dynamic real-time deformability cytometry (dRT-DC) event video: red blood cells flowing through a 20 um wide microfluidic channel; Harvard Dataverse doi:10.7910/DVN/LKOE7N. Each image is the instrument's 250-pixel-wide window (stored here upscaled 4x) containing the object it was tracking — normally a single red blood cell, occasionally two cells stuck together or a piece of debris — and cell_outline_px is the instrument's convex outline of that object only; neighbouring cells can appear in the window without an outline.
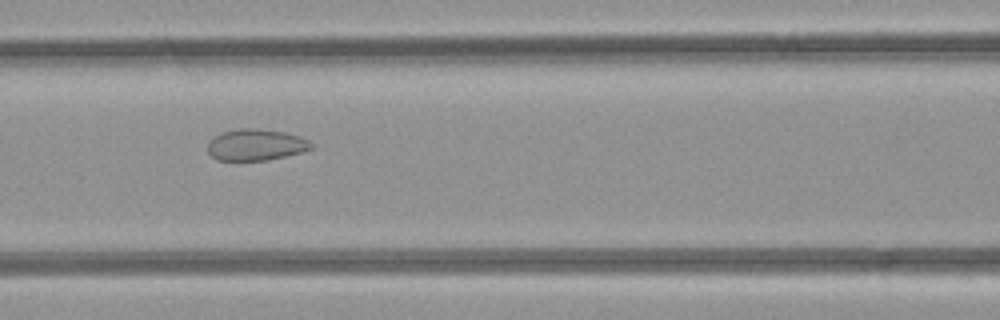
{"species": "common noctule bat (a hibernating species)", "species_latin": "Nyctalus noctula", "temperature_condition": "room temperature", "stored_images_in_passage": 43, "camera_frame_rate_fps": 3000, "um_per_image_px": 0.085, "animal": {"sex": "female", "body_mass_g": 21.9}, "frame": {"image": 1, "passage_image": 15, "time_ms": 4.667, "image_size_px": [1000, 320], "cell_outline_px": [[312, 148], [304, 152], [268, 160], [216, 160], [208, 152], [208, 140], [224, 132], [240, 128], [256, 128], [284, 132], [300, 136], [308, 140], [312, 144]], "centroid_in_image_um": [21.76, 12.31], "position_along_channel_um": 144.8, "area_um2": 18.96}}
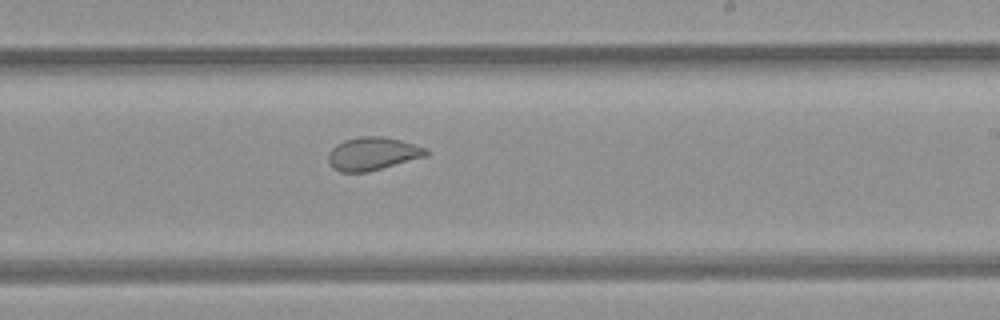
{"frame": {"image": 2, "passage_image": 23, "time_ms": 7.333, "image_size_px": [1000, 320], "cell_outline_px": [[428, 156], [368, 172], [340, 172], [332, 168], [328, 160], [328, 152], [336, 144], [344, 140], [360, 136], [380, 136], [400, 140], [428, 148]], "centroid_in_image_um": [31.67, 13.07], "position_along_channel_um": 257.3, "area_um2": 19.02}}
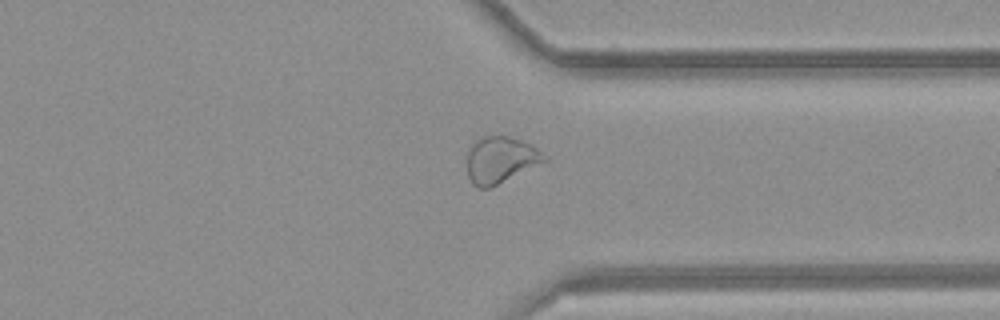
{"frame": {"image": 3, "passage_image": 31, "time_ms": 10.0, "image_size_px": [1000, 320], "cell_outline_px": [[548, 160], [488, 188], [480, 188], [472, 184], [468, 176], [468, 148], [472, 140], [484, 136], [508, 136], [532, 144], [548, 156]], "centroid_in_image_um": [42.53, 13.55], "position_along_channel_um": 368.9, "area_um2": 20.92}, "authors_computed_cell_mechanics": {"area_um2": 22.542, "velocity_mm_per_s": 4.2332, "shape_relaxation_time_tau1_ms": null, "shape_relaxation_time_tau2_ms": 1.3928, "deformation_change_tau1": null, "deformation_change_tau2": 0.0636}}